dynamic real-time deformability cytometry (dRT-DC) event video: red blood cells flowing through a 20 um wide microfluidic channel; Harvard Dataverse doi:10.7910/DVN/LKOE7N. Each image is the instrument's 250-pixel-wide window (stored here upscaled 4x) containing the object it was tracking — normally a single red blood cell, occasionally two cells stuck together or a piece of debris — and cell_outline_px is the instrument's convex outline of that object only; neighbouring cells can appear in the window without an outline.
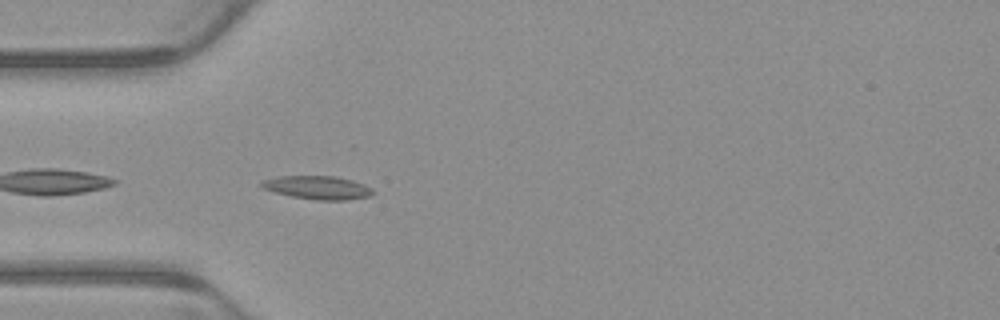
{"species": "common noctule bat (a hibernating species)", "species_latin": "Nyctalus noctula", "temperature_condition": "warm", "stored_images_in_passage": 5, "camera_frame_rate_fps": 3000, "um_per_image_px": 0.085, "animal": {"sex": "male", "body_mass_g": 23.1, "forearm_length_mm": 52.7}, "frame": {"image": 1, "passage_image": 5, "time_ms": 1.333, "image_size_px": [1000, 320], "cell_outline_px": [[376, 192], [372, 196], [348, 200], [316, 200], [292, 196], [276, 192], [264, 188], [260, 184], [260, 180], [280, 176], [336, 176], [352, 180], [364, 184], [372, 188]], "centroid_in_image_um": [27.06, 15.94], "position_along_channel_um": 57.9, "area_um2": 15.26}}